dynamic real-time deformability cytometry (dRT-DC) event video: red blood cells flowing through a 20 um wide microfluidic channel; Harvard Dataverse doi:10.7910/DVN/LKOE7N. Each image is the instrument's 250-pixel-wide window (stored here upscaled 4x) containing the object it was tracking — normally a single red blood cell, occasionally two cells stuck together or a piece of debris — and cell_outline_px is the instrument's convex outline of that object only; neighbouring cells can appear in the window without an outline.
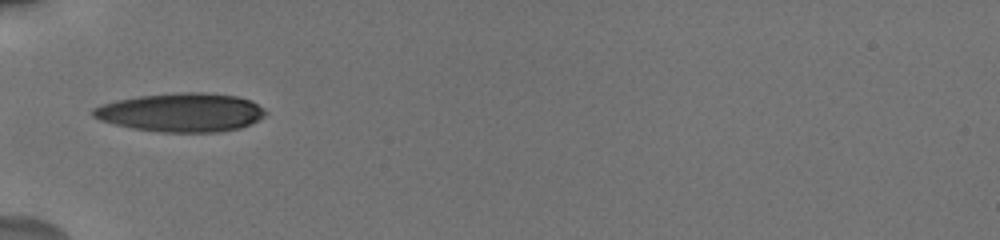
{"species": "human", "species_latin": "Homo sapiens", "temperature_condition": "cold", "stored_images_in_passage": 35, "camera_frame_rate_fps": 3000, "um_per_image_px": 0.085, "donor": {"sex": "male"}, "frame": {"image": 1, "passage_image": 1, "time_ms": 0.0, "image_size_px": [1000, 240], "cell_outline_px": [[268, 112], [264, 116], [240, 128], [216, 132], [160, 132], [132, 128], [100, 120], [92, 116], [92, 108], [100, 104], [116, 100], [140, 96], [180, 92], [204, 92], [236, 96], [252, 100], [264, 108]], "centroid_in_image_um": [15.4, 9.55], "position_along_channel_um": 69.6, "area_um2": 38.9}}
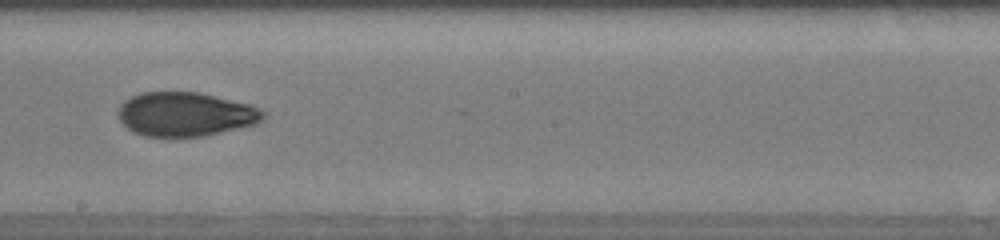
{"frame": {"image": 2, "passage_image": 13, "time_ms": 4.333, "image_size_px": [1000, 240], "cell_outline_px": [[264, 120], [256, 124], [204, 136], [144, 136], [132, 132], [116, 116], [116, 112], [120, 104], [124, 100], [140, 92], [196, 92], [252, 104], [264, 112]], "centroid_in_image_um": [15.74, 9.7], "position_along_channel_um": 232.5, "area_um2": 37.4}}
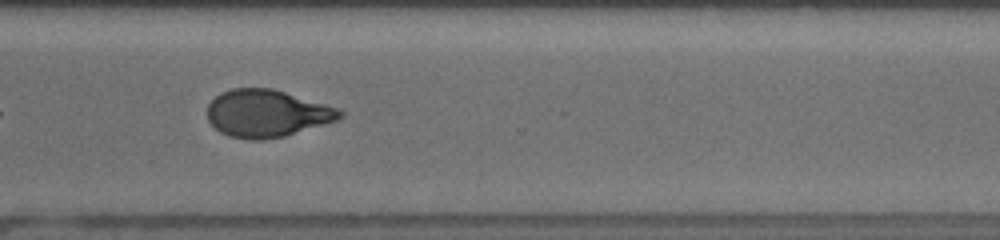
{"frame": {"image": 3, "passage_image": 23, "time_ms": 7.333, "image_size_px": [1000, 240], "cell_outline_px": [[344, 116], [336, 120], [284, 136], [260, 140], [252, 140], [228, 136], [220, 132], [208, 120], [208, 104], [220, 92], [232, 88], [272, 88], [324, 104], [336, 108], [344, 112]], "centroid_in_image_um": [22.64, 9.64], "position_along_channel_um": 348.0, "area_um2": 36.18}, "authors_computed_cell_mechanics": {"area_um2": 37.3966, "velocity_mm_per_s": 3.8489, "shape_relaxation_time_tau1_ms": 5.1327, "shape_relaxation_time_tau2_ms": 2.1856, "deformation_change_tau1": 0.1855, "deformation_change_tau2": 0.0701}}